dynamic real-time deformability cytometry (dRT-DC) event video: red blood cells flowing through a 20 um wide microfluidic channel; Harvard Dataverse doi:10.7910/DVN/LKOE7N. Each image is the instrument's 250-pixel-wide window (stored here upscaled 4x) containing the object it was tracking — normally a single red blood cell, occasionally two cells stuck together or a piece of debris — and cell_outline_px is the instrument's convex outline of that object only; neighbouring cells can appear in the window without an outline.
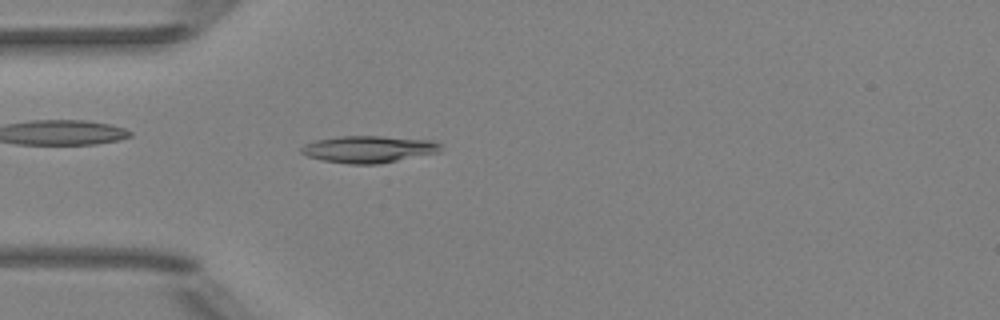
{"species": "Egyptian fruit bat (a non-hibernating species)", "species_latin": "Rousettus aegyptiacus", "temperature_condition": "room temperature", "stored_images_in_passage": 6, "camera_frame_rate_fps": 3000, "um_per_image_px": 0.085, "animal": {"sex": "female"}, "frame": {"image": 1, "passage_image": 6, "time_ms": 5.667, "image_size_px": [1000, 320], "cell_outline_px": [[444, 152], [380, 164], [348, 164], [324, 160], [308, 156], [300, 152], [300, 148], [304, 144], [316, 140], [340, 136], [380, 136], [432, 140], [440, 144]], "centroid_in_image_um": [31.4, 12.69], "position_along_channel_um": 53.6, "area_um2": 22.14}}